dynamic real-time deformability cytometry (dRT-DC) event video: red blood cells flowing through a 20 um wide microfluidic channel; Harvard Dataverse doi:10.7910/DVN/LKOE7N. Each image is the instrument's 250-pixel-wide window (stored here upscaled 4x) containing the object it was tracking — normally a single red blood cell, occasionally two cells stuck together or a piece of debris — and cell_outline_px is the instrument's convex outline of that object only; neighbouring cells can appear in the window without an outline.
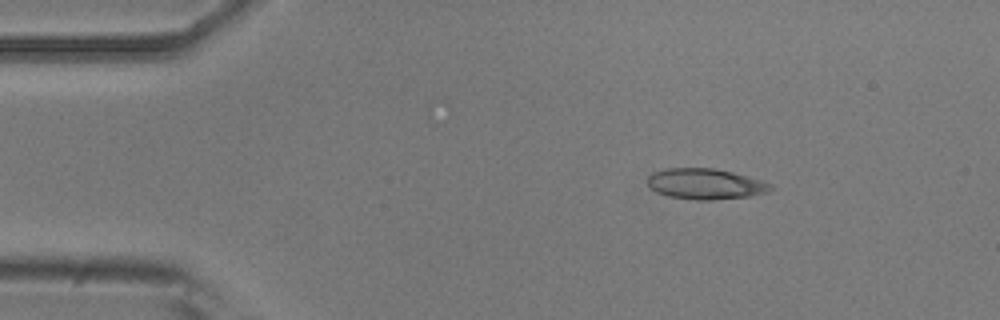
{"species": "common noctule bat (a hibernating species)", "species_latin": "Nyctalus noctula", "temperature_condition": "room temperature", "stored_images_in_passage": 3, "camera_frame_rate_fps": 3000, "um_per_image_px": 0.085, "animal": {"sex": "male", "body_mass_g": 20.5, "forearm_length_mm": 52.5}, "frame": {"image": 1, "passage_image": 1, "time_ms": 0.0, "image_size_px": [1000, 320], "cell_outline_px": [[776, 188], [768, 192], [752, 196], [712, 200], [696, 200], [668, 196], [656, 192], [648, 188], [648, 176], [652, 172], [664, 168], [712, 168], [732, 172], [760, 180], [772, 184]], "centroid_in_image_um": [59.95, 15.64], "position_along_channel_um": 25.1, "area_um2": 22.25}}
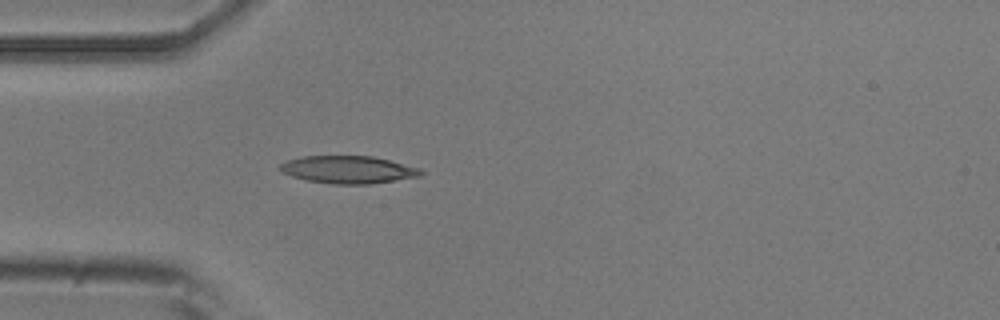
{"frame": {"image": 2, "passage_image": 3, "time_ms": 0.667, "image_size_px": [1000, 320], "cell_outline_px": [[424, 172], [420, 176], [368, 184], [332, 184], [308, 180], [292, 176], [284, 172], [280, 168], [280, 164], [288, 160], [304, 156], [372, 156], [420, 168]], "centroid_in_image_um": [29.61, 14.41], "position_along_channel_um": 55.4, "area_um2": 22.25}}